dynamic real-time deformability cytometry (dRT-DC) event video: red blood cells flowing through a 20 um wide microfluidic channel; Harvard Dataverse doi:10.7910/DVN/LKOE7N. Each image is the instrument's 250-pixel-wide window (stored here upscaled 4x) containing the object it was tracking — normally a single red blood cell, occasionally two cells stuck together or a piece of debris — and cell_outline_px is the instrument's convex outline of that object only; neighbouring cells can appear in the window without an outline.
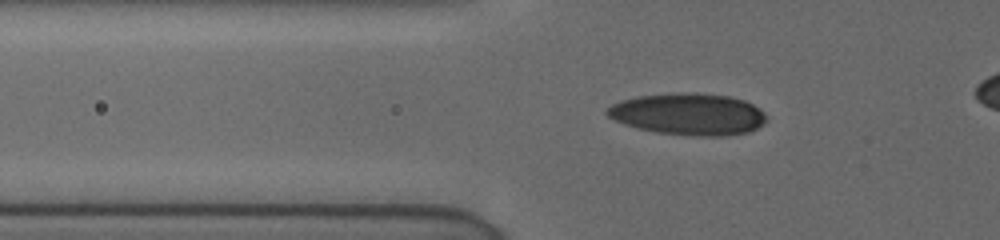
{"species": "human", "species_latin": "Homo sapiens", "temperature_condition": "cold", "stored_images_in_passage": 54, "camera_frame_rate_fps": 3000, "um_per_image_px": 0.085, "donor": {"sex": "female"}, "frame": {"image": 1, "passage_image": 21, "time_ms": 6.667, "image_size_px": [1000, 240], "cell_outline_px": [[768, 120], [764, 124], [748, 132], [724, 136], [700, 136], [660, 132], [636, 128], [624, 124], [608, 116], [604, 112], [604, 108], [612, 104], [624, 100], [640, 96], [676, 92], [696, 92], [728, 96], [744, 100], [760, 108], [768, 116]], "centroid_in_image_um": [58.54, 9.69], "position_along_channel_um": 67.3, "area_um2": 38.9}}
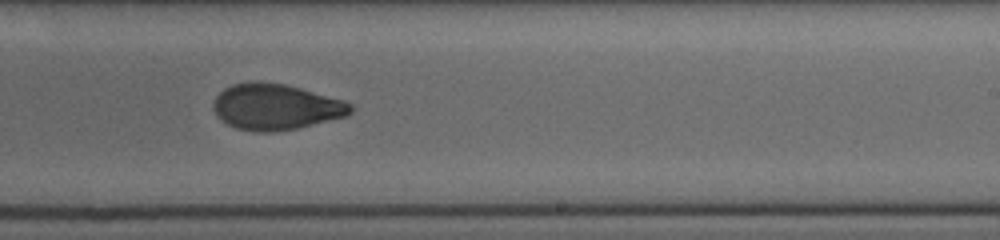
{"frame": {"image": 2, "passage_image": 39, "time_ms": 12.0, "image_size_px": [1000, 240], "cell_outline_px": [[352, 112], [348, 116], [296, 128], [272, 132], [256, 132], [236, 128], [220, 120], [216, 116], [212, 108], [212, 104], [216, 96], [224, 88], [232, 84], [248, 80], [256, 80], [284, 84], [300, 88], [344, 100], [352, 104]], "centroid_in_image_um": [23.4, 9.07], "position_along_channel_um": 265.6, "area_um2": 37.11}}
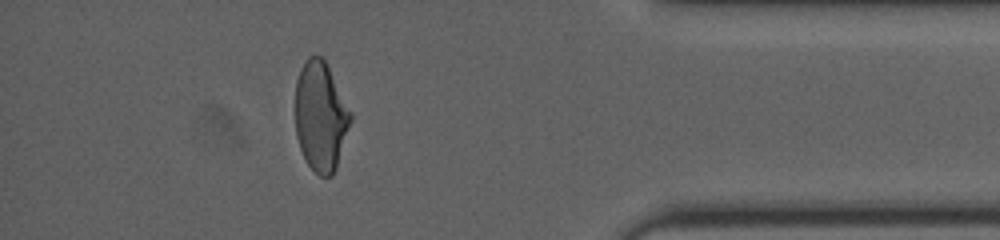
{"frame": {"image": 3, "passage_image": 52, "time_ms": 16.333, "image_size_px": [1000, 240], "cell_outline_px": [[352, 120], [336, 168], [332, 176], [320, 176], [308, 164], [300, 148], [296, 136], [296, 80], [300, 68], [308, 56], [320, 56], [324, 60], [352, 112]], "centroid_in_image_um": [27.26, 9.89], "position_along_channel_um": 407.9, "area_um2": 35.08}, "authors_computed_cell_mechanics": {"area_um2": 35.6915, "velocity_mm_per_s": 3.8844, "shape_relaxation_time_tau1_ms": 8.1698, "shape_relaxation_time_tau2_ms": 1.949, "deformation_change_tau1": 0.2067, "deformation_change_tau2": 0.0736}}